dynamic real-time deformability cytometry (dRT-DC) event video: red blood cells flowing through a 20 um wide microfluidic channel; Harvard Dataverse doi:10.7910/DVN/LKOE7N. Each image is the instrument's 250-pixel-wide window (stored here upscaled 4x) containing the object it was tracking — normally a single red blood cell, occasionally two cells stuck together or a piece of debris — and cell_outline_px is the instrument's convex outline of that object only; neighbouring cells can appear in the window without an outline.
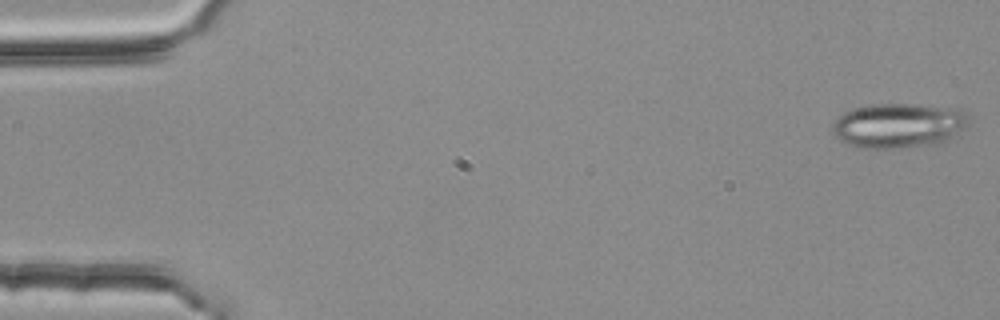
{"species": "common noctule bat (a hibernating species)", "species_latin": "Nyctalus noctula", "temperature_condition": "room temperature", "stored_images_in_passage": 4, "camera_frame_rate_fps": 3000, "um_per_image_px": 0.085, "animal": {"sex": "female", "body_mass_g": 25.1}, "frame": {"image": 1, "passage_image": 1, "time_ms": 0.0, "image_size_px": [1000, 320], "cell_outline_px": [[972, 124], [948, 140], [936, 144], [900, 148], [864, 148], [848, 144], [840, 140], [832, 132], [832, 124], [840, 116], [852, 108], [872, 104], [916, 104], [960, 108], [968, 112]], "centroid_in_image_um": [76.47, 10.66], "position_along_channel_um": 8.5, "area_um2": 36.13}}